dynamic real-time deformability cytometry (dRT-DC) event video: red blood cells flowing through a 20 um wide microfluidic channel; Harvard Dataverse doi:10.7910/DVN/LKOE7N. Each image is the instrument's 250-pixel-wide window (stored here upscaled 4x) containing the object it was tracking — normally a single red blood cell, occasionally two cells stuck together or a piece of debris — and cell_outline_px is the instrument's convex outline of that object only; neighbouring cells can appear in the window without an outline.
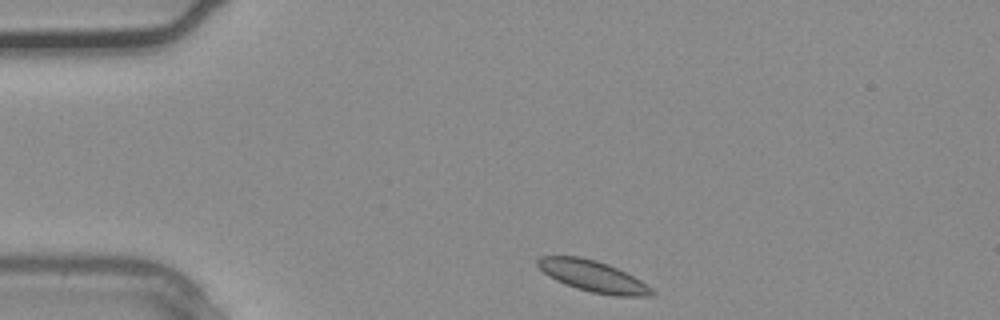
{"species": "common noctule bat (a hibernating species)", "species_latin": "Nyctalus noctula", "temperature_condition": "warm", "stored_images_in_passage": 30, "camera_frame_rate_fps": 3000, "um_per_image_px": 0.085, "animal": {"sex": "male", "body_mass_g": 20.4}, "frame": {"image": 1, "passage_image": 1, "time_ms": 0.0, "image_size_px": [1000, 320], "cell_outline_px": [[656, 296], [616, 296], [592, 292], [576, 288], [556, 280], [548, 276], [536, 264], [536, 260], [540, 256], [580, 256], [596, 260], [608, 264], [640, 280], [652, 288], [656, 292]], "centroid_in_image_um": [50.41, 23.48], "position_along_channel_um": 34.6, "area_um2": 20.69}}